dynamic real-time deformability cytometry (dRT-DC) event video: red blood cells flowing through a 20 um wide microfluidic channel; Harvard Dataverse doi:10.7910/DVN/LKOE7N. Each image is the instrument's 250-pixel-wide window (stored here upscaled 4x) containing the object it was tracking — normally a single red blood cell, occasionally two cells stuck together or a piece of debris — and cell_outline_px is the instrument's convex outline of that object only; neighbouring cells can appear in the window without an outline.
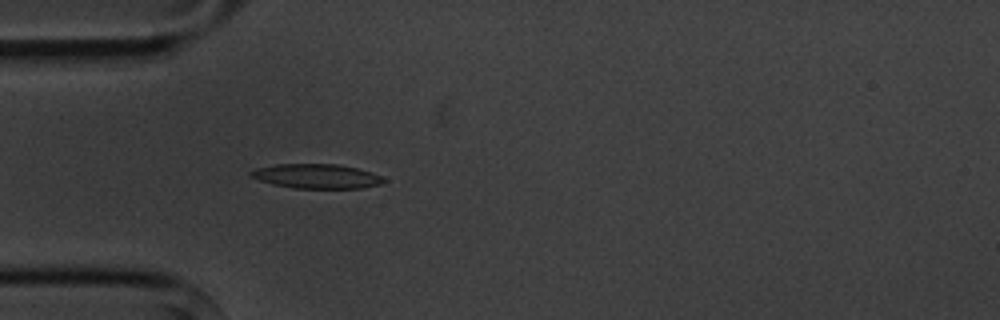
{"species": "common noctule bat (a hibernating species)", "species_latin": "Nyctalus noctula", "temperature_condition": "cold", "stored_images_in_passage": 3, "camera_frame_rate_fps": 3000, "um_per_image_px": 0.085, "animal": {"sex": "male", "body_mass_g": 20.1, "forearm_length_mm": 53.5}, "frame": {"image": 1, "passage_image": 3, "time_ms": 2.333, "image_size_px": [1000, 320], "cell_outline_px": [[388, 180], [380, 184], [360, 188], [292, 188], [272, 184], [248, 176], [248, 172], [256, 168], [276, 164], [336, 164], [356, 168], [380, 176]], "centroid_in_image_um": [26.85, 14.98], "position_along_channel_um": 58.2, "area_um2": 18.84}}